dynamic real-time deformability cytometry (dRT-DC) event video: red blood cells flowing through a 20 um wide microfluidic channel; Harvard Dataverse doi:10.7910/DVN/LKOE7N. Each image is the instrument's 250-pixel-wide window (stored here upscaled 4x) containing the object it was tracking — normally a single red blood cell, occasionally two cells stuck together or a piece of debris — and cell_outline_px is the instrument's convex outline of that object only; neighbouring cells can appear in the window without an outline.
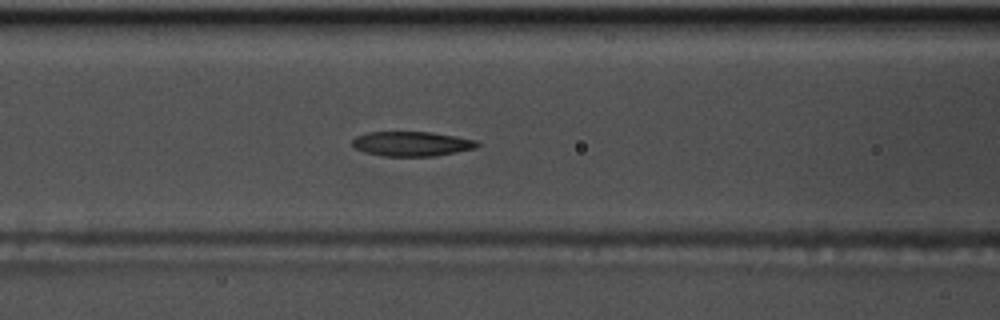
{"species": "common noctule bat (a hibernating species)", "species_latin": "Nyctalus noctula", "temperature_condition": "warm", "stored_images_in_passage": 49, "camera_frame_rate_fps": 3000, "um_per_image_px": 0.085, "animal": {"sex": "male", "body_mass_g": 17.5, "forearm_length_mm": 52.3}, "frame": {"image": 1, "passage_image": 15, "time_ms": 4.667, "image_size_px": [1000, 320], "cell_outline_px": [[480, 144], [476, 148], [436, 156], [384, 156], [364, 152], [356, 148], [352, 144], [352, 140], [356, 136], [368, 132], [432, 132], [456, 136], [476, 140]], "centroid_in_image_um": [35.01, 12.22], "position_along_channel_um": 131.6, "area_um2": 17.98}}
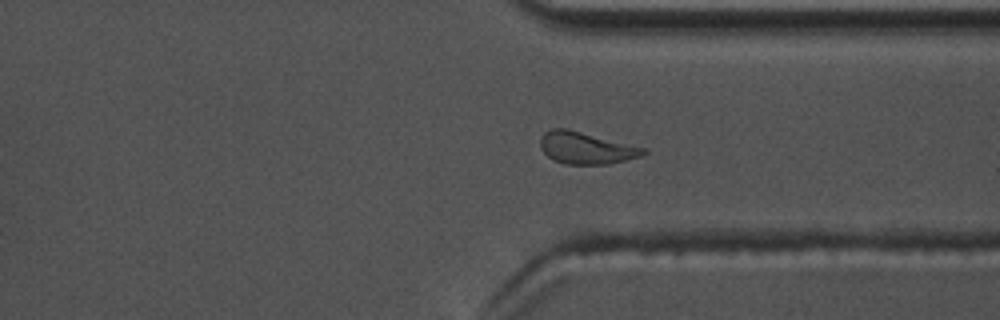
{"frame": {"image": 2, "passage_image": 34, "time_ms": 11.0, "image_size_px": [1000, 320], "cell_outline_px": [[648, 152], [644, 156], [608, 164], [564, 164], [552, 160], [540, 148], [540, 136], [544, 132], [552, 128], [568, 128], [648, 148]], "centroid_in_image_um": [49.85, 12.57], "position_along_channel_um": 361.6, "area_um2": 19.65}}
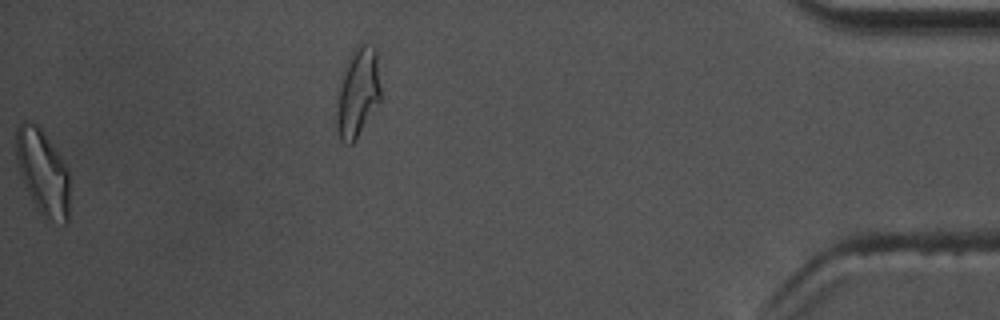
{"frame": {"image": 3, "passage_image": 48, "time_ms": 15.667, "image_size_px": [1000, 320], "cell_outline_px": [[68, 220], [64, 224], [44, 216], [40, 212], [32, 200], [24, 184], [16, 160], [16, 128], [24, 120], [36, 124], [44, 132], [56, 148], [68, 172]], "centroid_in_image_um": [3.62, 14.59], "position_along_channel_um": 431.6, "area_um2": 26.18}, "authors_computed_cell_mechanics": {"area_um2": 19.074, "velocity_mm_per_s": 3.632, "shape_relaxation_time_tau1_ms": 4.6403, "shape_relaxation_time_tau2_ms": 4.667, "deformation_change_tau1": 0.1477, "deformation_change_tau2": 0.1401}}